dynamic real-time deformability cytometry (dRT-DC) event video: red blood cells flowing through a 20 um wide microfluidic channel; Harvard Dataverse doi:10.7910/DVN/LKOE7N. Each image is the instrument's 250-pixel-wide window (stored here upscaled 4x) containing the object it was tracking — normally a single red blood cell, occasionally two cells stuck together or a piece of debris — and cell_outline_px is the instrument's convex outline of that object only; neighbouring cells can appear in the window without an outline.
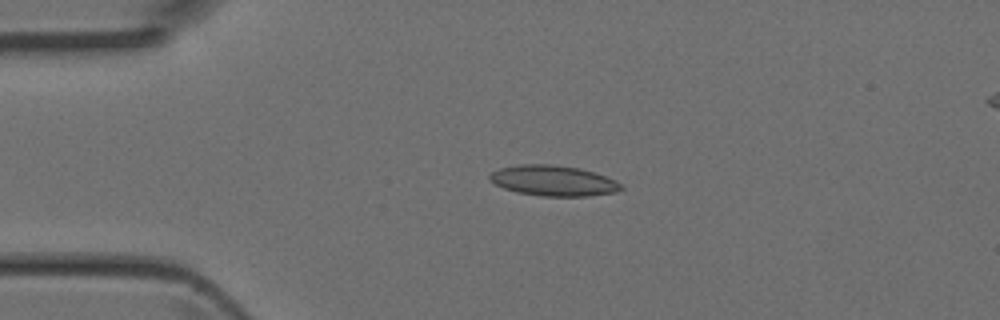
{"species": "Egyptian fruit bat (a non-hibernating species)", "species_latin": "Rousettus aegyptiacus", "temperature_condition": "room temperature", "stored_images_in_passage": 5, "segment_of_instrument_passage": [1, 2], "camera_frame_rate_fps": 3000, "um_per_image_px": 0.085, "animal": {"sex": "female"}, "frame": {"image": 1, "passage_image": 3, "time_ms": 0.667, "image_size_px": [1000, 320], "cell_outline_px": [[624, 188], [616, 192], [588, 196], [540, 196], [516, 192], [504, 188], [488, 180], [488, 176], [492, 172], [500, 168], [520, 164], [552, 164], [580, 168], [616, 180]], "centroid_in_image_um": [47.01, 15.36], "position_along_channel_um": 38.0, "area_um2": 23.35}}